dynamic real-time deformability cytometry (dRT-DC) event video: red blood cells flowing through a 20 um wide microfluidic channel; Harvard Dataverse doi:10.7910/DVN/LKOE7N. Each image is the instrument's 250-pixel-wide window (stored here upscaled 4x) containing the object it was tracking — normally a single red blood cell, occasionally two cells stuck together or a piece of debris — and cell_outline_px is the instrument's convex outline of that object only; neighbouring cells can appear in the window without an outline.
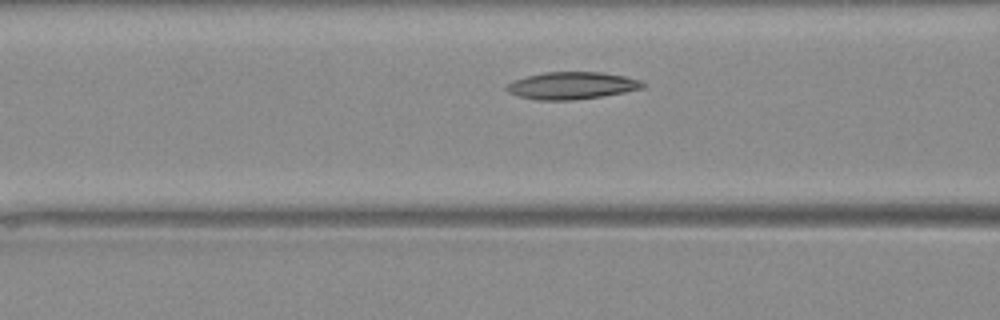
{"species": "Egyptian fruit bat (a non-hibernating species)", "species_latin": "Rousettus aegyptiacus", "temperature_condition": "warm", "stored_images_in_passage": 8, "camera_frame_rate_fps": 3000, "um_per_image_px": 0.085, "animal": {"sex": "female"}, "frame": {"image": 1, "passage_image": 6, "time_ms": 1.667, "image_size_px": [1000, 320], "cell_outline_px": [[648, 84], [644, 88], [624, 92], [600, 96], [572, 100], [536, 100], [520, 96], [508, 92], [504, 88], [504, 84], [512, 80], [544, 72], [600, 72], [624, 76], [640, 80]], "centroid_in_image_um": [48.58, 7.27], "position_along_channel_um": 118.0, "area_um2": 21.68}}